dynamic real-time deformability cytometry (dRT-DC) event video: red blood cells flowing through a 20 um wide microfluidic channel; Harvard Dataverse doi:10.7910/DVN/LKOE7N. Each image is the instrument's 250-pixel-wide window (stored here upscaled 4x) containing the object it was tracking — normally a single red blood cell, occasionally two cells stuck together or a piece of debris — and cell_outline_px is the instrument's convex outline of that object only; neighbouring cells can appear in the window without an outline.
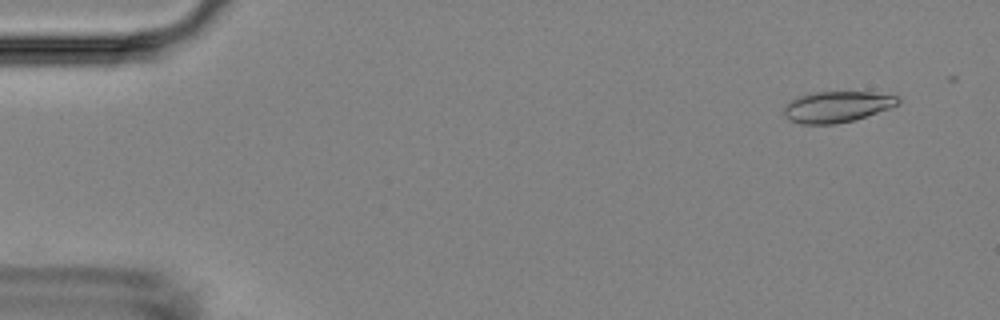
{"species": "Egyptian fruit bat (a non-hibernating species)", "species_latin": "Rousettus aegyptiacus", "temperature_condition": "room temperature", "stored_images_in_passage": 55, "camera_frame_rate_fps": 3000, "um_per_image_px": 0.085, "animal": {"sex": "female"}, "frame": {"image": 1, "passage_image": 4, "time_ms": 1.0, "image_size_px": [1000, 320], "cell_outline_px": [[900, 104], [856, 120], [836, 124], [800, 124], [788, 120], [784, 116], [784, 104], [796, 96], [812, 92], [872, 92], [900, 96]], "centroid_in_image_um": [71.11, 9.07], "position_along_channel_um": 13.9, "area_um2": 21.04}}
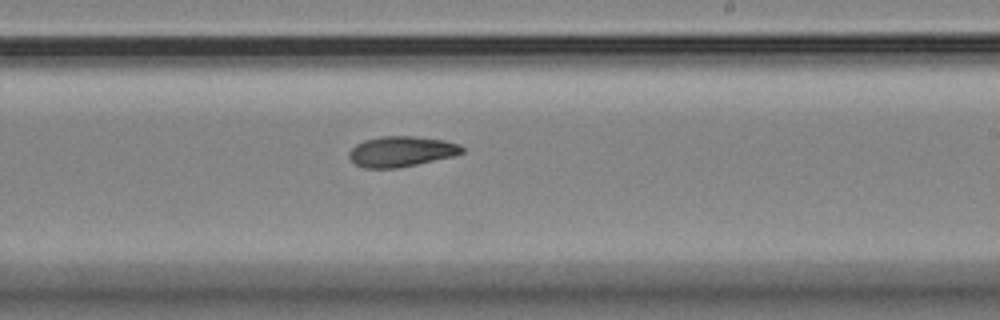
{"frame": {"image": 2, "passage_image": 33, "time_ms": 10.667, "image_size_px": [1000, 320], "cell_outline_px": [[464, 152], [456, 156], [396, 168], [364, 168], [356, 164], [348, 156], [348, 152], [356, 144], [364, 140], [380, 136], [416, 136], [444, 140], [460, 144], [464, 148]], "centroid_in_image_um": [34.13, 12.87], "position_along_channel_um": 254.9, "area_um2": 20.17}}
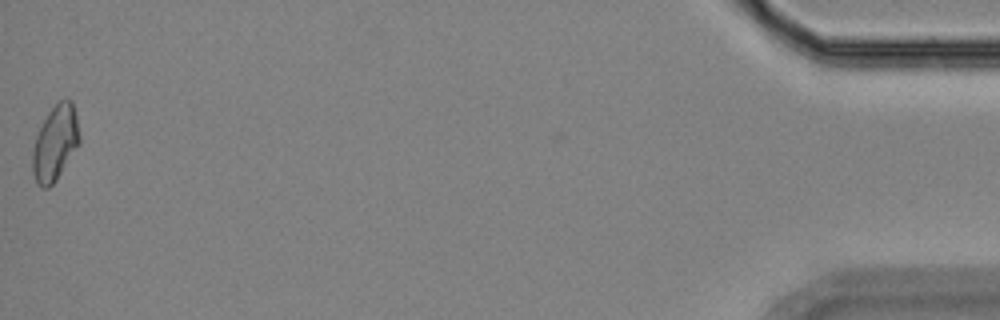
{"frame": {"image": 3, "passage_image": 55, "time_ms": 18.0, "image_size_px": [1000, 320], "cell_outline_px": [[80, 144], [56, 180], [48, 188], [40, 188], [36, 184], [32, 172], [32, 148], [36, 136], [48, 112], [60, 100], [68, 96], [72, 100], [76, 116], [80, 136]], "centroid_in_image_um": [4.69, 12.17], "position_along_channel_um": 430.5, "area_um2": 20.81}}